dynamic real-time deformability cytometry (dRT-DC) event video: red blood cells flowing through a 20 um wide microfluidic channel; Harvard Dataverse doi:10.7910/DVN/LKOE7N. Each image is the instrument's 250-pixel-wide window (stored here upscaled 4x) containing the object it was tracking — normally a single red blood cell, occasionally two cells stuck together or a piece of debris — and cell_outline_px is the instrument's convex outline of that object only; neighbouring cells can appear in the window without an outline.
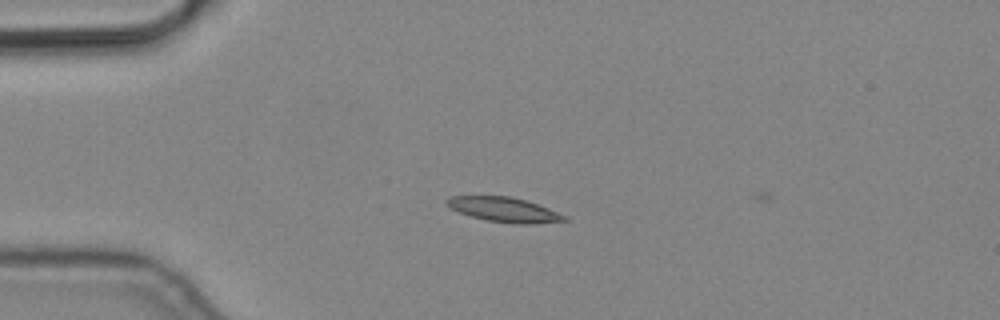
{"species": "common noctule bat (a hibernating species)", "species_latin": "Nyctalus noctula", "temperature_condition": "cold", "stored_images_in_passage": 4, "camera_frame_rate_fps": 3000, "um_per_image_px": 0.085, "animal": {"sex": "male", "body_mass_g": 19.2, "forearm_length_mm": 51.8}, "frame": {"image": 1, "passage_image": 4, "time_ms": 1.0, "image_size_px": [1000, 320], "cell_outline_px": [[568, 220], [536, 224], [516, 224], [488, 220], [472, 216], [460, 212], [452, 208], [444, 200], [448, 196], [512, 196], [548, 208], [568, 216]], "centroid_in_image_um": [42.89, 17.82], "position_along_channel_um": 42.1, "area_um2": 16.76}}